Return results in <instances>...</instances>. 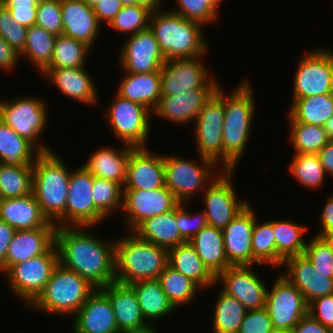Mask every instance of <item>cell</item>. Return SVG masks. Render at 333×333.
I'll return each instance as SVG.
<instances>
[{"label": "cell", "instance_id": "6da1fadb", "mask_svg": "<svg viewBox=\"0 0 333 333\" xmlns=\"http://www.w3.org/2000/svg\"><path fill=\"white\" fill-rule=\"evenodd\" d=\"M93 228L94 226L56 227L55 245L60 265L76 272L100 289L115 281V240H100L92 234Z\"/></svg>", "mask_w": 333, "mask_h": 333}, {"label": "cell", "instance_id": "7a4b0ae2", "mask_svg": "<svg viewBox=\"0 0 333 333\" xmlns=\"http://www.w3.org/2000/svg\"><path fill=\"white\" fill-rule=\"evenodd\" d=\"M244 77L230 94H224L223 170H234L242 159L252 129L255 97Z\"/></svg>", "mask_w": 333, "mask_h": 333}, {"label": "cell", "instance_id": "3957f363", "mask_svg": "<svg viewBox=\"0 0 333 333\" xmlns=\"http://www.w3.org/2000/svg\"><path fill=\"white\" fill-rule=\"evenodd\" d=\"M202 24L185 19L170 9L151 12L149 29L153 32L165 60L193 58L208 54V41Z\"/></svg>", "mask_w": 333, "mask_h": 333}, {"label": "cell", "instance_id": "277c9868", "mask_svg": "<svg viewBox=\"0 0 333 333\" xmlns=\"http://www.w3.org/2000/svg\"><path fill=\"white\" fill-rule=\"evenodd\" d=\"M53 150L41 152L33 164V188L43 215L56 227L65 226L71 171Z\"/></svg>", "mask_w": 333, "mask_h": 333}, {"label": "cell", "instance_id": "5b68a950", "mask_svg": "<svg viewBox=\"0 0 333 333\" xmlns=\"http://www.w3.org/2000/svg\"><path fill=\"white\" fill-rule=\"evenodd\" d=\"M120 237L115 238V281L130 285L158 279L168 266V249L145 241L132 231Z\"/></svg>", "mask_w": 333, "mask_h": 333}, {"label": "cell", "instance_id": "8992f818", "mask_svg": "<svg viewBox=\"0 0 333 333\" xmlns=\"http://www.w3.org/2000/svg\"><path fill=\"white\" fill-rule=\"evenodd\" d=\"M97 288L88 280L58 264L47 285L29 306L45 315L74 316Z\"/></svg>", "mask_w": 333, "mask_h": 333}, {"label": "cell", "instance_id": "52a82bcc", "mask_svg": "<svg viewBox=\"0 0 333 333\" xmlns=\"http://www.w3.org/2000/svg\"><path fill=\"white\" fill-rule=\"evenodd\" d=\"M200 162L183 159L172 154H163L165 186L179 203H190L198 192H204L220 173L214 161L199 156ZM191 159V160H190Z\"/></svg>", "mask_w": 333, "mask_h": 333}, {"label": "cell", "instance_id": "ba28073f", "mask_svg": "<svg viewBox=\"0 0 333 333\" xmlns=\"http://www.w3.org/2000/svg\"><path fill=\"white\" fill-rule=\"evenodd\" d=\"M9 100H0V120L30 141L40 152L51 151L48 144L41 142L49 114L46 101L33 95Z\"/></svg>", "mask_w": 333, "mask_h": 333}, {"label": "cell", "instance_id": "9c48e42d", "mask_svg": "<svg viewBox=\"0 0 333 333\" xmlns=\"http://www.w3.org/2000/svg\"><path fill=\"white\" fill-rule=\"evenodd\" d=\"M58 264V251L54 244L46 253L12 265L3 275L12 294L29 307L42 293Z\"/></svg>", "mask_w": 333, "mask_h": 333}, {"label": "cell", "instance_id": "30bf717a", "mask_svg": "<svg viewBox=\"0 0 333 333\" xmlns=\"http://www.w3.org/2000/svg\"><path fill=\"white\" fill-rule=\"evenodd\" d=\"M106 106V122L120 143L133 148H145L151 130L152 112L137 102L122 98L116 93ZM151 116V117H150Z\"/></svg>", "mask_w": 333, "mask_h": 333}, {"label": "cell", "instance_id": "8fae6325", "mask_svg": "<svg viewBox=\"0 0 333 333\" xmlns=\"http://www.w3.org/2000/svg\"><path fill=\"white\" fill-rule=\"evenodd\" d=\"M299 59L293 75L292 100L333 93V51L321 46Z\"/></svg>", "mask_w": 333, "mask_h": 333}, {"label": "cell", "instance_id": "7c38bea8", "mask_svg": "<svg viewBox=\"0 0 333 333\" xmlns=\"http://www.w3.org/2000/svg\"><path fill=\"white\" fill-rule=\"evenodd\" d=\"M224 91L220 86L193 122L199 156L214 161L223 170ZM219 162V163H218Z\"/></svg>", "mask_w": 333, "mask_h": 333}, {"label": "cell", "instance_id": "4fadbf2b", "mask_svg": "<svg viewBox=\"0 0 333 333\" xmlns=\"http://www.w3.org/2000/svg\"><path fill=\"white\" fill-rule=\"evenodd\" d=\"M217 169L220 173L201 195L205 203L203 211L208 225L223 230L249 202L237 197V191L231 181L234 170Z\"/></svg>", "mask_w": 333, "mask_h": 333}, {"label": "cell", "instance_id": "5bb4252c", "mask_svg": "<svg viewBox=\"0 0 333 333\" xmlns=\"http://www.w3.org/2000/svg\"><path fill=\"white\" fill-rule=\"evenodd\" d=\"M267 288L265 308L274 329L290 331L307 314L308 304L301 292L280 273Z\"/></svg>", "mask_w": 333, "mask_h": 333}, {"label": "cell", "instance_id": "9a60e30c", "mask_svg": "<svg viewBox=\"0 0 333 333\" xmlns=\"http://www.w3.org/2000/svg\"><path fill=\"white\" fill-rule=\"evenodd\" d=\"M94 176L82 165L71 172L65 209V226H96L106 217L95 207Z\"/></svg>", "mask_w": 333, "mask_h": 333}, {"label": "cell", "instance_id": "2e32d148", "mask_svg": "<svg viewBox=\"0 0 333 333\" xmlns=\"http://www.w3.org/2000/svg\"><path fill=\"white\" fill-rule=\"evenodd\" d=\"M178 204L166 186L152 191L123 189L122 212L126 228L134 232L145 220L167 213Z\"/></svg>", "mask_w": 333, "mask_h": 333}, {"label": "cell", "instance_id": "e0dca14e", "mask_svg": "<svg viewBox=\"0 0 333 333\" xmlns=\"http://www.w3.org/2000/svg\"><path fill=\"white\" fill-rule=\"evenodd\" d=\"M205 55L165 60L161 72V96L204 88L214 77L204 64Z\"/></svg>", "mask_w": 333, "mask_h": 333}, {"label": "cell", "instance_id": "ac0fdd59", "mask_svg": "<svg viewBox=\"0 0 333 333\" xmlns=\"http://www.w3.org/2000/svg\"><path fill=\"white\" fill-rule=\"evenodd\" d=\"M217 81L214 77L204 88L184 91L174 96H161L152 117L158 116L157 118L177 125L192 123L221 86Z\"/></svg>", "mask_w": 333, "mask_h": 333}, {"label": "cell", "instance_id": "d6986e66", "mask_svg": "<svg viewBox=\"0 0 333 333\" xmlns=\"http://www.w3.org/2000/svg\"><path fill=\"white\" fill-rule=\"evenodd\" d=\"M255 265L230 266L215 277L221 290L238 299L247 310L265 307L268 285L254 272Z\"/></svg>", "mask_w": 333, "mask_h": 333}, {"label": "cell", "instance_id": "ffe728a7", "mask_svg": "<svg viewBox=\"0 0 333 333\" xmlns=\"http://www.w3.org/2000/svg\"><path fill=\"white\" fill-rule=\"evenodd\" d=\"M123 42L119 48V65L123 72L144 74L161 70L165 57L149 28L127 36Z\"/></svg>", "mask_w": 333, "mask_h": 333}, {"label": "cell", "instance_id": "44dd1931", "mask_svg": "<svg viewBox=\"0 0 333 333\" xmlns=\"http://www.w3.org/2000/svg\"><path fill=\"white\" fill-rule=\"evenodd\" d=\"M282 266L285 271L280 274L301 292L307 304L333 294V274L317 271L304 254L287 258Z\"/></svg>", "mask_w": 333, "mask_h": 333}, {"label": "cell", "instance_id": "7402d4cb", "mask_svg": "<svg viewBox=\"0 0 333 333\" xmlns=\"http://www.w3.org/2000/svg\"><path fill=\"white\" fill-rule=\"evenodd\" d=\"M165 186L163 154L150 151L149 147L134 148L127 163L123 189L152 191Z\"/></svg>", "mask_w": 333, "mask_h": 333}, {"label": "cell", "instance_id": "603a6c76", "mask_svg": "<svg viewBox=\"0 0 333 333\" xmlns=\"http://www.w3.org/2000/svg\"><path fill=\"white\" fill-rule=\"evenodd\" d=\"M100 290L111 302L120 333L142 332L156 327L146 321L130 285L114 281Z\"/></svg>", "mask_w": 333, "mask_h": 333}, {"label": "cell", "instance_id": "cb8c5ba5", "mask_svg": "<svg viewBox=\"0 0 333 333\" xmlns=\"http://www.w3.org/2000/svg\"><path fill=\"white\" fill-rule=\"evenodd\" d=\"M250 205L222 230L225 254L231 266L252 265V235L257 214Z\"/></svg>", "mask_w": 333, "mask_h": 333}, {"label": "cell", "instance_id": "d4e9b609", "mask_svg": "<svg viewBox=\"0 0 333 333\" xmlns=\"http://www.w3.org/2000/svg\"><path fill=\"white\" fill-rule=\"evenodd\" d=\"M72 333H120L109 298L96 289L73 316Z\"/></svg>", "mask_w": 333, "mask_h": 333}, {"label": "cell", "instance_id": "484cf974", "mask_svg": "<svg viewBox=\"0 0 333 333\" xmlns=\"http://www.w3.org/2000/svg\"><path fill=\"white\" fill-rule=\"evenodd\" d=\"M55 231L56 224L50 221L43 227L16 231L0 272L4 274L12 265L46 253L55 244Z\"/></svg>", "mask_w": 333, "mask_h": 333}, {"label": "cell", "instance_id": "4316f807", "mask_svg": "<svg viewBox=\"0 0 333 333\" xmlns=\"http://www.w3.org/2000/svg\"><path fill=\"white\" fill-rule=\"evenodd\" d=\"M42 75L48 77L59 92L77 103L97 106L99 103L97 83L87 72V67L44 69Z\"/></svg>", "mask_w": 333, "mask_h": 333}, {"label": "cell", "instance_id": "83f0119b", "mask_svg": "<svg viewBox=\"0 0 333 333\" xmlns=\"http://www.w3.org/2000/svg\"><path fill=\"white\" fill-rule=\"evenodd\" d=\"M63 23L62 34L83 42L91 49L102 30L93 7L81 0H60Z\"/></svg>", "mask_w": 333, "mask_h": 333}, {"label": "cell", "instance_id": "f1b7e54d", "mask_svg": "<svg viewBox=\"0 0 333 333\" xmlns=\"http://www.w3.org/2000/svg\"><path fill=\"white\" fill-rule=\"evenodd\" d=\"M134 148L123 144L119 149L102 146L81 164L94 177L112 180L122 187L126 181L127 163Z\"/></svg>", "mask_w": 333, "mask_h": 333}, {"label": "cell", "instance_id": "f546056e", "mask_svg": "<svg viewBox=\"0 0 333 333\" xmlns=\"http://www.w3.org/2000/svg\"><path fill=\"white\" fill-rule=\"evenodd\" d=\"M0 220L18 230H31L45 226L49 221L32 194L17 198L0 199Z\"/></svg>", "mask_w": 333, "mask_h": 333}, {"label": "cell", "instance_id": "4dcf8cb0", "mask_svg": "<svg viewBox=\"0 0 333 333\" xmlns=\"http://www.w3.org/2000/svg\"><path fill=\"white\" fill-rule=\"evenodd\" d=\"M123 73L125 76L117 86V94L124 99L142 104L153 112L161 97L160 70L144 74Z\"/></svg>", "mask_w": 333, "mask_h": 333}, {"label": "cell", "instance_id": "1f68e13d", "mask_svg": "<svg viewBox=\"0 0 333 333\" xmlns=\"http://www.w3.org/2000/svg\"><path fill=\"white\" fill-rule=\"evenodd\" d=\"M168 266L195 282L201 289L215 288V276L203 264L194 247L185 242L168 250Z\"/></svg>", "mask_w": 333, "mask_h": 333}, {"label": "cell", "instance_id": "d6a6232c", "mask_svg": "<svg viewBox=\"0 0 333 333\" xmlns=\"http://www.w3.org/2000/svg\"><path fill=\"white\" fill-rule=\"evenodd\" d=\"M189 243L215 277L231 266L225 254L222 230L207 225Z\"/></svg>", "mask_w": 333, "mask_h": 333}, {"label": "cell", "instance_id": "836d02e7", "mask_svg": "<svg viewBox=\"0 0 333 333\" xmlns=\"http://www.w3.org/2000/svg\"><path fill=\"white\" fill-rule=\"evenodd\" d=\"M134 232L141 239L168 250L186 242L181 237L176 223V207L167 213L145 220Z\"/></svg>", "mask_w": 333, "mask_h": 333}, {"label": "cell", "instance_id": "e575fe53", "mask_svg": "<svg viewBox=\"0 0 333 333\" xmlns=\"http://www.w3.org/2000/svg\"><path fill=\"white\" fill-rule=\"evenodd\" d=\"M41 152L0 120V163L17 167H33Z\"/></svg>", "mask_w": 333, "mask_h": 333}, {"label": "cell", "instance_id": "d590c367", "mask_svg": "<svg viewBox=\"0 0 333 333\" xmlns=\"http://www.w3.org/2000/svg\"><path fill=\"white\" fill-rule=\"evenodd\" d=\"M130 286L134 289L146 321L152 327L154 325L152 321H157V319H162L177 311L162 290L158 279L137 281Z\"/></svg>", "mask_w": 333, "mask_h": 333}, {"label": "cell", "instance_id": "8d00e7d4", "mask_svg": "<svg viewBox=\"0 0 333 333\" xmlns=\"http://www.w3.org/2000/svg\"><path fill=\"white\" fill-rule=\"evenodd\" d=\"M288 110L289 122L325 126L333 115V93L291 100Z\"/></svg>", "mask_w": 333, "mask_h": 333}, {"label": "cell", "instance_id": "74e56055", "mask_svg": "<svg viewBox=\"0 0 333 333\" xmlns=\"http://www.w3.org/2000/svg\"><path fill=\"white\" fill-rule=\"evenodd\" d=\"M56 35L42 27L32 25L27 30L26 43L19 54L20 60L26 59L37 71H43L51 62Z\"/></svg>", "mask_w": 333, "mask_h": 333}, {"label": "cell", "instance_id": "f35d334b", "mask_svg": "<svg viewBox=\"0 0 333 333\" xmlns=\"http://www.w3.org/2000/svg\"><path fill=\"white\" fill-rule=\"evenodd\" d=\"M272 230L275 235L276 252L283 260L304 253L307 240H304L303 235L307 233V225L287 219H276L272 220Z\"/></svg>", "mask_w": 333, "mask_h": 333}, {"label": "cell", "instance_id": "ab89813d", "mask_svg": "<svg viewBox=\"0 0 333 333\" xmlns=\"http://www.w3.org/2000/svg\"><path fill=\"white\" fill-rule=\"evenodd\" d=\"M213 310V333H238L247 309L233 296L220 289Z\"/></svg>", "mask_w": 333, "mask_h": 333}, {"label": "cell", "instance_id": "60d3db41", "mask_svg": "<svg viewBox=\"0 0 333 333\" xmlns=\"http://www.w3.org/2000/svg\"><path fill=\"white\" fill-rule=\"evenodd\" d=\"M256 217L252 235V265L268 264L274 268H282L283 259L277 254L272 220L258 222Z\"/></svg>", "mask_w": 333, "mask_h": 333}, {"label": "cell", "instance_id": "b9f144b4", "mask_svg": "<svg viewBox=\"0 0 333 333\" xmlns=\"http://www.w3.org/2000/svg\"><path fill=\"white\" fill-rule=\"evenodd\" d=\"M92 49L83 42L65 35H58L50 64L45 69L86 67Z\"/></svg>", "mask_w": 333, "mask_h": 333}, {"label": "cell", "instance_id": "7bdbcfd3", "mask_svg": "<svg viewBox=\"0 0 333 333\" xmlns=\"http://www.w3.org/2000/svg\"><path fill=\"white\" fill-rule=\"evenodd\" d=\"M162 290L168 297V300L178 310L196 301L198 291L201 289L195 282L184 276L182 273L175 271L167 266L158 278Z\"/></svg>", "mask_w": 333, "mask_h": 333}, {"label": "cell", "instance_id": "ee69618b", "mask_svg": "<svg viewBox=\"0 0 333 333\" xmlns=\"http://www.w3.org/2000/svg\"><path fill=\"white\" fill-rule=\"evenodd\" d=\"M287 168L291 176L298 183L308 189H317L324 184L326 173L320 162L318 154L299 153L293 154L292 161Z\"/></svg>", "mask_w": 333, "mask_h": 333}, {"label": "cell", "instance_id": "f6af8a7d", "mask_svg": "<svg viewBox=\"0 0 333 333\" xmlns=\"http://www.w3.org/2000/svg\"><path fill=\"white\" fill-rule=\"evenodd\" d=\"M289 123V142L293 145L294 154H317L331 140L323 126L300 122Z\"/></svg>", "mask_w": 333, "mask_h": 333}, {"label": "cell", "instance_id": "bcb514c9", "mask_svg": "<svg viewBox=\"0 0 333 333\" xmlns=\"http://www.w3.org/2000/svg\"><path fill=\"white\" fill-rule=\"evenodd\" d=\"M33 167H17L0 163V199L32 194Z\"/></svg>", "mask_w": 333, "mask_h": 333}, {"label": "cell", "instance_id": "7dc6e473", "mask_svg": "<svg viewBox=\"0 0 333 333\" xmlns=\"http://www.w3.org/2000/svg\"><path fill=\"white\" fill-rule=\"evenodd\" d=\"M152 10L138 4L123 6L109 25L110 29L131 36L149 28Z\"/></svg>", "mask_w": 333, "mask_h": 333}, {"label": "cell", "instance_id": "c3c4849f", "mask_svg": "<svg viewBox=\"0 0 333 333\" xmlns=\"http://www.w3.org/2000/svg\"><path fill=\"white\" fill-rule=\"evenodd\" d=\"M92 195L95 207L106 218L120 208L122 211L123 187L117 182L94 177Z\"/></svg>", "mask_w": 333, "mask_h": 333}, {"label": "cell", "instance_id": "681fc988", "mask_svg": "<svg viewBox=\"0 0 333 333\" xmlns=\"http://www.w3.org/2000/svg\"><path fill=\"white\" fill-rule=\"evenodd\" d=\"M322 274H333V239L313 235L303 253Z\"/></svg>", "mask_w": 333, "mask_h": 333}, {"label": "cell", "instance_id": "f907efd6", "mask_svg": "<svg viewBox=\"0 0 333 333\" xmlns=\"http://www.w3.org/2000/svg\"><path fill=\"white\" fill-rule=\"evenodd\" d=\"M177 7L172 11L185 19L196 21L204 27L218 20L219 9L209 0H175Z\"/></svg>", "mask_w": 333, "mask_h": 333}, {"label": "cell", "instance_id": "816d5d0a", "mask_svg": "<svg viewBox=\"0 0 333 333\" xmlns=\"http://www.w3.org/2000/svg\"><path fill=\"white\" fill-rule=\"evenodd\" d=\"M188 204L179 203L176 206V223L181 237L189 242L201 229L208 225L204 211L192 213L188 211Z\"/></svg>", "mask_w": 333, "mask_h": 333}, {"label": "cell", "instance_id": "f5cc1de1", "mask_svg": "<svg viewBox=\"0 0 333 333\" xmlns=\"http://www.w3.org/2000/svg\"><path fill=\"white\" fill-rule=\"evenodd\" d=\"M27 30L12 19L10 11L0 4V36L19 54L26 43Z\"/></svg>", "mask_w": 333, "mask_h": 333}, {"label": "cell", "instance_id": "db71d44e", "mask_svg": "<svg viewBox=\"0 0 333 333\" xmlns=\"http://www.w3.org/2000/svg\"><path fill=\"white\" fill-rule=\"evenodd\" d=\"M60 0H40L35 25L54 35H62L63 23Z\"/></svg>", "mask_w": 333, "mask_h": 333}, {"label": "cell", "instance_id": "11a10c76", "mask_svg": "<svg viewBox=\"0 0 333 333\" xmlns=\"http://www.w3.org/2000/svg\"><path fill=\"white\" fill-rule=\"evenodd\" d=\"M39 0H0L7 8L12 19L26 28L35 25Z\"/></svg>", "mask_w": 333, "mask_h": 333}, {"label": "cell", "instance_id": "9f6ffc18", "mask_svg": "<svg viewBox=\"0 0 333 333\" xmlns=\"http://www.w3.org/2000/svg\"><path fill=\"white\" fill-rule=\"evenodd\" d=\"M273 327L271 318L266 308L248 310L238 333H269Z\"/></svg>", "mask_w": 333, "mask_h": 333}, {"label": "cell", "instance_id": "6f0895ef", "mask_svg": "<svg viewBox=\"0 0 333 333\" xmlns=\"http://www.w3.org/2000/svg\"><path fill=\"white\" fill-rule=\"evenodd\" d=\"M307 313L325 327L333 329V294L309 302Z\"/></svg>", "mask_w": 333, "mask_h": 333}, {"label": "cell", "instance_id": "680465c9", "mask_svg": "<svg viewBox=\"0 0 333 333\" xmlns=\"http://www.w3.org/2000/svg\"><path fill=\"white\" fill-rule=\"evenodd\" d=\"M122 7L120 0H100L93 7V11L101 25L103 23L109 25Z\"/></svg>", "mask_w": 333, "mask_h": 333}, {"label": "cell", "instance_id": "91938a15", "mask_svg": "<svg viewBox=\"0 0 333 333\" xmlns=\"http://www.w3.org/2000/svg\"><path fill=\"white\" fill-rule=\"evenodd\" d=\"M19 58V53L0 36V71H15L21 61Z\"/></svg>", "mask_w": 333, "mask_h": 333}, {"label": "cell", "instance_id": "94428289", "mask_svg": "<svg viewBox=\"0 0 333 333\" xmlns=\"http://www.w3.org/2000/svg\"><path fill=\"white\" fill-rule=\"evenodd\" d=\"M322 212L320 214V231L317 232V236L327 239H333V194L326 199Z\"/></svg>", "mask_w": 333, "mask_h": 333}, {"label": "cell", "instance_id": "6125c7cd", "mask_svg": "<svg viewBox=\"0 0 333 333\" xmlns=\"http://www.w3.org/2000/svg\"><path fill=\"white\" fill-rule=\"evenodd\" d=\"M292 333H331V330L308 313L291 330Z\"/></svg>", "mask_w": 333, "mask_h": 333}, {"label": "cell", "instance_id": "be15d7a7", "mask_svg": "<svg viewBox=\"0 0 333 333\" xmlns=\"http://www.w3.org/2000/svg\"><path fill=\"white\" fill-rule=\"evenodd\" d=\"M16 229L7 222L0 220V266L5 262L8 247L13 240Z\"/></svg>", "mask_w": 333, "mask_h": 333}, {"label": "cell", "instance_id": "e7e4bbea", "mask_svg": "<svg viewBox=\"0 0 333 333\" xmlns=\"http://www.w3.org/2000/svg\"><path fill=\"white\" fill-rule=\"evenodd\" d=\"M317 154L326 175L333 177V140H330Z\"/></svg>", "mask_w": 333, "mask_h": 333}, {"label": "cell", "instance_id": "03108f58", "mask_svg": "<svg viewBox=\"0 0 333 333\" xmlns=\"http://www.w3.org/2000/svg\"><path fill=\"white\" fill-rule=\"evenodd\" d=\"M165 0H132V5H144L147 6L152 11L160 9L164 4Z\"/></svg>", "mask_w": 333, "mask_h": 333}, {"label": "cell", "instance_id": "003e7915", "mask_svg": "<svg viewBox=\"0 0 333 333\" xmlns=\"http://www.w3.org/2000/svg\"><path fill=\"white\" fill-rule=\"evenodd\" d=\"M324 128L329 138L333 140V115L327 120Z\"/></svg>", "mask_w": 333, "mask_h": 333}, {"label": "cell", "instance_id": "a7ac6f4b", "mask_svg": "<svg viewBox=\"0 0 333 333\" xmlns=\"http://www.w3.org/2000/svg\"><path fill=\"white\" fill-rule=\"evenodd\" d=\"M83 1L87 6L94 7L100 0H81Z\"/></svg>", "mask_w": 333, "mask_h": 333}, {"label": "cell", "instance_id": "89a4df30", "mask_svg": "<svg viewBox=\"0 0 333 333\" xmlns=\"http://www.w3.org/2000/svg\"><path fill=\"white\" fill-rule=\"evenodd\" d=\"M217 9L219 8V5H221V2L224 0H209Z\"/></svg>", "mask_w": 333, "mask_h": 333}, {"label": "cell", "instance_id": "2644e50d", "mask_svg": "<svg viewBox=\"0 0 333 333\" xmlns=\"http://www.w3.org/2000/svg\"><path fill=\"white\" fill-rule=\"evenodd\" d=\"M269 333H290V331L282 329H272Z\"/></svg>", "mask_w": 333, "mask_h": 333}, {"label": "cell", "instance_id": "8c879c8a", "mask_svg": "<svg viewBox=\"0 0 333 333\" xmlns=\"http://www.w3.org/2000/svg\"><path fill=\"white\" fill-rule=\"evenodd\" d=\"M130 333H159V332L156 330V328H153L142 332H130Z\"/></svg>", "mask_w": 333, "mask_h": 333}, {"label": "cell", "instance_id": "753ad0ef", "mask_svg": "<svg viewBox=\"0 0 333 333\" xmlns=\"http://www.w3.org/2000/svg\"><path fill=\"white\" fill-rule=\"evenodd\" d=\"M123 6H130L132 5V0H120Z\"/></svg>", "mask_w": 333, "mask_h": 333}]
</instances>
